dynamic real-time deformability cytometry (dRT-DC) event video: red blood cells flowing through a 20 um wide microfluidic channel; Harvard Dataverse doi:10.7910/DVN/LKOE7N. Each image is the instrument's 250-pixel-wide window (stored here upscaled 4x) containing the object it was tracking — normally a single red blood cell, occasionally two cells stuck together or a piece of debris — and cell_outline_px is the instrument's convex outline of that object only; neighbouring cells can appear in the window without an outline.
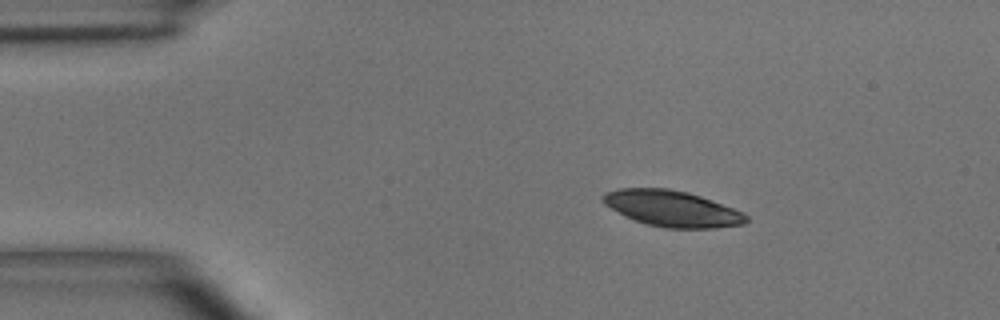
{"species": "common noctule bat (a hibernating species)", "species_latin": "Nyctalus noctula", "temperature_condition": "room temperature", "stored_images_in_passage": 5, "camera_frame_rate_fps": 3000, "um_per_image_px": 0.085, "animal": {"sex": "male", "body_mass_g": 15.6}, "frame": {"image": 1, "passage_image": 2, "time_ms": 1.333, "image_size_px": [1000, 320], "cell_outline_px": [[748, 220], [744, 224], [716, 228], [664, 228], [648, 224], [624, 216], [604, 204], [600, 200], [600, 196], [604, 192], [620, 188], [668, 188], [688, 192], [712, 200], [744, 212], [748, 216]], "centroid_in_image_um": [57.11, 17.72], "position_along_channel_um": 27.9, "area_um2": 30.23}}